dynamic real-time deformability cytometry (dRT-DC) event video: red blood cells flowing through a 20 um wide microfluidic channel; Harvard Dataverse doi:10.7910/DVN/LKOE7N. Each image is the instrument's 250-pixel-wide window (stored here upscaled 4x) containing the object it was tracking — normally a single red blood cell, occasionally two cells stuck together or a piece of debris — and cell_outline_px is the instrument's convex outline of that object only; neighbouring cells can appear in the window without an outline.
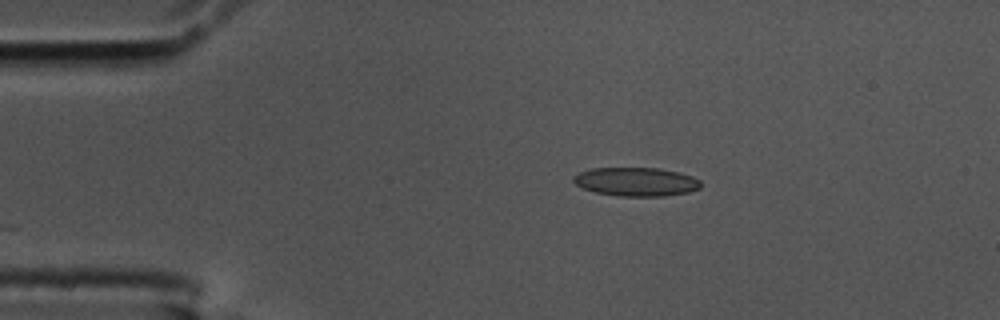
{"species": "common noctule bat (a hibernating species)", "species_latin": "Nyctalus noctula", "temperature_condition": "cold", "stored_images_in_passage": 46, "camera_frame_rate_fps": 3000, "um_per_image_px": 0.085, "animal": {"sex": "male", "body_mass_g": 17.5, "forearm_length_mm": 52.3}, "frame": {"image": 1, "passage_image": 1, "time_ms": 0.0, "image_size_px": [1000, 320], "cell_outline_px": [[700, 188], [688, 192], [664, 196], [620, 196], [596, 192], [584, 188], [576, 184], [572, 180], [572, 176], [580, 172], [592, 168], [660, 168], [680, 172], [692, 176], [700, 180]], "centroid_in_image_um": [54.08, 15.44], "position_along_channel_um": 30.9, "area_um2": 21.27}}
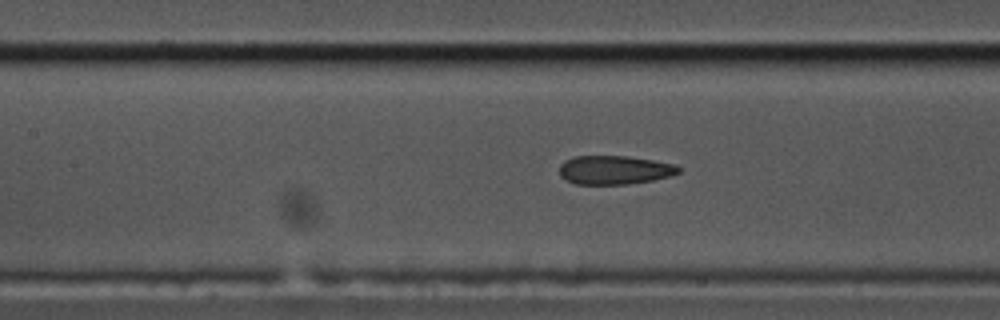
{"frame": {"image": 2, "passage_image": 15, "time_ms": 4.667, "image_size_px": [1000, 320], "cell_outline_px": [[680, 172], [668, 176], [652, 180], [624, 184], [576, 184], [560, 176], [560, 164], [564, 160], [576, 156], [628, 156], [652, 160], [672, 164], [680, 168]], "centroid_in_image_um": [52.19, 14.44], "position_along_channel_um": 155.2, "area_um2": 19.71}}
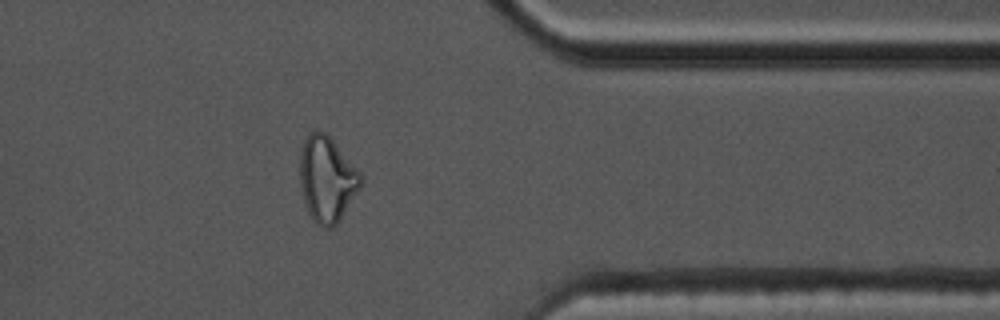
{"frame": {"image": 3, "passage_image": 35, "time_ms": 11.333, "image_size_px": [1000, 320], "cell_outline_px": [[364, 176], [360, 188], [340, 220], [332, 228], [324, 228], [316, 224], [312, 220], [308, 212], [300, 188], [300, 152], [304, 140], [316, 128], [324, 132], [332, 140]], "centroid_in_image_um": [27.79, 15.25], "position_along_channel_um": 383.6, "area_um2": 30.4}, "authors_computed_cell_mechanics": {"area_um2": 21.4149, "velocity_mm_per_s": 3.6219, "shape_relaxation_time_tau1_ms": null, "shape_relaxation_time_tau2_ms": 1.9062, "deformation_change_tau1": null, "deformation_change_tau2": 0.0744}}